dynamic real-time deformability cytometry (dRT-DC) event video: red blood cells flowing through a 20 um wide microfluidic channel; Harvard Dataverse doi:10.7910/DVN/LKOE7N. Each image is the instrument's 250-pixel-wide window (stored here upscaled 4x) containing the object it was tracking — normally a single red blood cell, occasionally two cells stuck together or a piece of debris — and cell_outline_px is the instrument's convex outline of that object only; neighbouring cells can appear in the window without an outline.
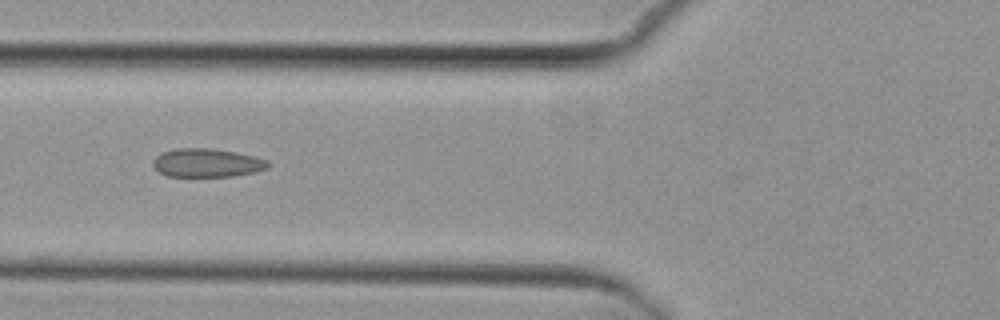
{"species": "common noctule bat (a hibernating species)", "species_latin": "Nyctalus noctula", "temperature_condition": "cold", "stored_images_in_passage": 8, "camera_frame_rate_fps": 3000, "um_per_image_px": 0.085, "animal": {"sex": "female", "body_mass_g": 29.2, "forearm_length_mm": 56.3}, "frame": {"image": 1, "passage_image": 7, "time_ms": 7.0, "image_size_px": [1000, 320], "cell_outline_px": [[272, 164], [268, 168], [256, 172], [236, 176], [168, 176], [160, 172], [152, 164], [152, 160], [160, 152], [176, 148], [212, 148], [236, 152], [268, 160]], "centroid_in_image_um": [17.61, 13.83], "position_along_channel_um": 108.2, "area_um2": 19.31}}
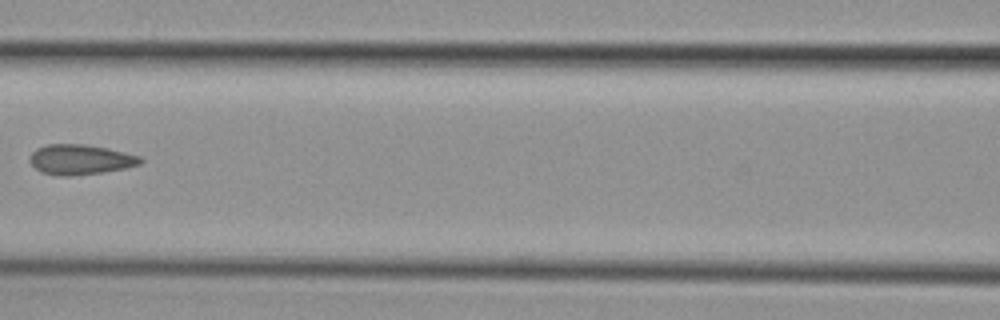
{"frame": {"image": 2, "passage_image": 8, "time_ms": 8.333, "image_size_px": [1000, 320], "cell_outline_px": [[144, 160], [140, 164], [124, 168], [104, 172], [72, 176], [56, 176], [40, 172], [28, 160], [32, 152], [36, 148], [48, 144], [84, 144], [108, 148], [140, 156]], "centroid_in_image_um": [6.81, 13.56], "position_along_channel_um": 159.8, "area_um2": 19.54}}